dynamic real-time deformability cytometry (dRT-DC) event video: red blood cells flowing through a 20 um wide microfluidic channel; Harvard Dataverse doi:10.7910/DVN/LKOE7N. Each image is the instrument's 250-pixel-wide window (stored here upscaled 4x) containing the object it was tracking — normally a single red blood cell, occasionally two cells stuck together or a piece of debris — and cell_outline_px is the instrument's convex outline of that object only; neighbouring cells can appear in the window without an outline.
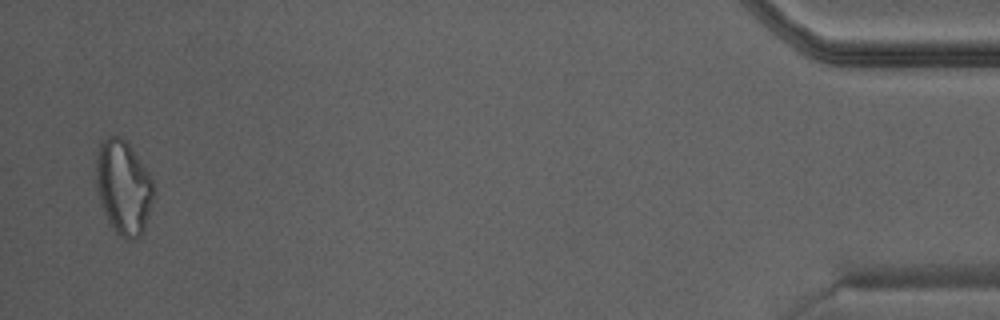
{"species": "Egyptian fruit bat (a non-hibernating species)", "species_latin": "Rousettus aegyptiacus", "temperature_condition": "warm", "stored_images_in_passage": 30, "camera_frame_rate_fps": 3000, "um_per_image_px": 0.085, "animal": {"sex": "male"}, "frame": {"image": 1, "passage_image": 30, "time_ms": 9.667, "image_size_px": [1000, 320], "cell_outline_px": [[156, 188], [144, 228], [140, 236], [128, 240], [124, 240], [112, 228], [100, 204], [96, 188], [96, 160], [100, 144], [104, 140], [112, 136], [120, 136], [128, 140], [148, 172]], "centroid_in_image_um": [10.49, 15.91], "position_along_channel_um": 424.7, "area_um2": 31.73}}